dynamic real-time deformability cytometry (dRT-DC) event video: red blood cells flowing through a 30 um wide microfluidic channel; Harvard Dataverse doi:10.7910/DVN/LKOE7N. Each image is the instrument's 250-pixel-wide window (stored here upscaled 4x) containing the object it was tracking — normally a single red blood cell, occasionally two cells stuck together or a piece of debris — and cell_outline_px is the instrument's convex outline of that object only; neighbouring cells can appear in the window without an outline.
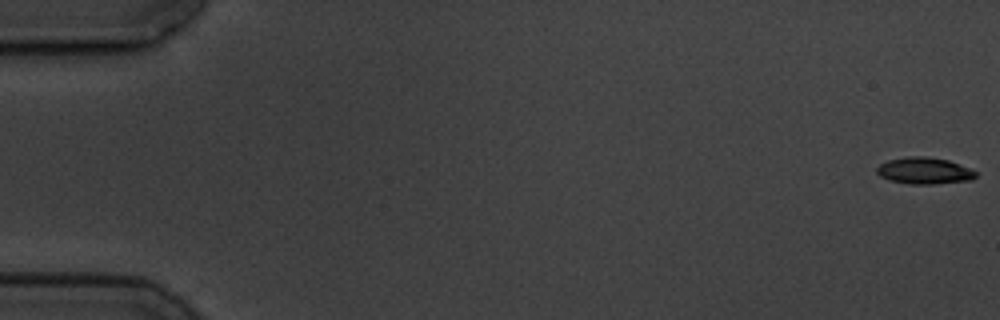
{"species": "common noctule bat (a hibernating species)", "species_latin": "Nyctalus noctula", "temperature_condition": "cold", "stored_images_in_passage": 6, "camera_frame_rate_fps": 3000, "um_per_image_px": 0.085, "animal": {"sex": "male", "body_mass_g": 19.5, "forearm_length_mm": 54.6}, "frame": {"image": 1, "passage_image": 1, "time_ms": 0.0, "image_size_px": [1000, 320], "cell_outline_px": [[976, 176], [972, 180], [932, 184], [908, 184], [888, 180], [880, 176], [876, 172], [876, 168], [880, 164], [888, 160], [908, 156], [924, 156], [948, 160], [972, 168], [976, 172]], "centroid_in_image_um": [78.57, 14.51], "position_along_channel_um": 6.4, "area_um2": 15.49}}
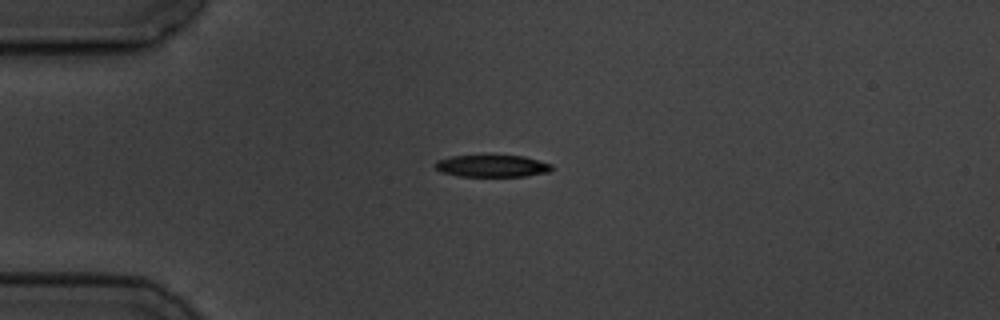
{"frame": {"image": 2, "passage_image": 5, "time_ms": 4.667, "image_size_px": [1000, 320], "cell_outline_px": [[552, 168], [548, 172], [528, 176], [456, 176], [440, 172], [436, 168], [436, 160], [452, 156], [524, 156], [552, 164]], "centroid_in_image_um": [41.82, 14.12], "position_along_channel_um": 43.2, "area_um2": 14.85}}